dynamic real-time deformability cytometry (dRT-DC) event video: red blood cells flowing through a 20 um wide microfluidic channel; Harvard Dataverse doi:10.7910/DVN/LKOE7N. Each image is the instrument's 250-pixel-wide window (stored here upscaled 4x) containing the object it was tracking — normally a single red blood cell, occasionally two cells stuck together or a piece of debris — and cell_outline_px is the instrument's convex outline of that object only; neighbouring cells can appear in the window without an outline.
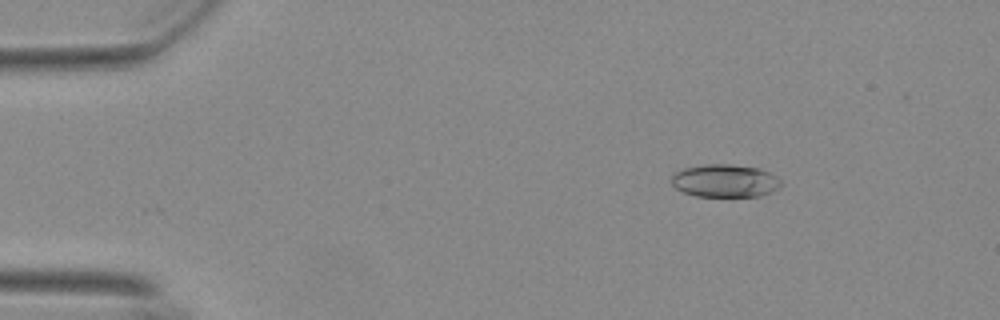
{"species": "Egyptian fruit bat (a non-hibernating species)", "species_latin": "Rousettus aegyptiacus", "temperature_condition": "warm", "stored_images_in_passage": 53, "camera_frame_rate_fps": 3000, "um_per_image_px": 0.085, "animal": {"sex": "female"}, "frame": {"image": 1, "passage_image": 8, "time_ms": 2.333, "image_size_px": [1000, 320], "cell_outline_px": [[780, 184], [776, 188], [760, 196], [696, 196], [684, 192], [676, 188], [672, 184], [672, 176], [676, 172], [684, 168], [708, 164], [728, 164], [760, 168], [776, 176], [780, 180]], "centroid_in_image_um": [61.6, 15.36], "position_along_channel_um": 23.4, "area_um2": 20.63}}
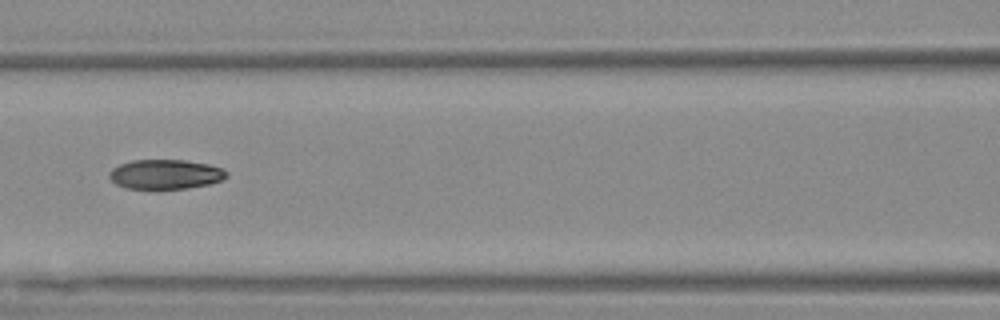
{"frame": {"image": 2, "passage_image": 25, "time_ms": 8.0, "image_size_px": [1000, 320], "cell_outline_px": [[228, 176], [220, 180], [208, 184], [184, 188], [124, 188], [116, 184], [108, 176], [112, 168], [120, 164], [132, 160], [184, 160], [208, 164], [224, 168], [228, 172]], "centroid_in_image_um": [14.06, 14.8], "position_along_channel_um": 152.5, "area_um2": 20.06}}
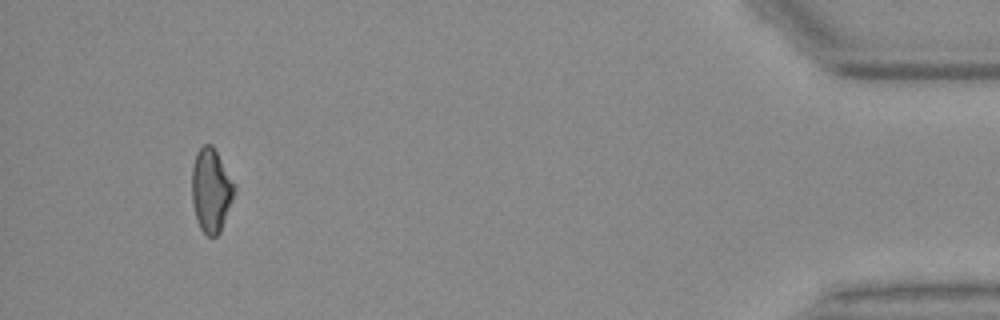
{"frame": {"image": 3, "passage_image": 52, "time_ms": 17.0, "image_size_px": [1000, 320], "cell_outline_px": [[236, 192], [220, 232], [216, 236], [208, 236], [200, 228], [196, 220], [192, 200], [192, 168], [196, 152], [204, 144], [212, 144], [236, 184]], "centroid_in_image_um": [17.96, 16.16], "position_along_channel_um": 417.2, "area_um2": 20.92}}